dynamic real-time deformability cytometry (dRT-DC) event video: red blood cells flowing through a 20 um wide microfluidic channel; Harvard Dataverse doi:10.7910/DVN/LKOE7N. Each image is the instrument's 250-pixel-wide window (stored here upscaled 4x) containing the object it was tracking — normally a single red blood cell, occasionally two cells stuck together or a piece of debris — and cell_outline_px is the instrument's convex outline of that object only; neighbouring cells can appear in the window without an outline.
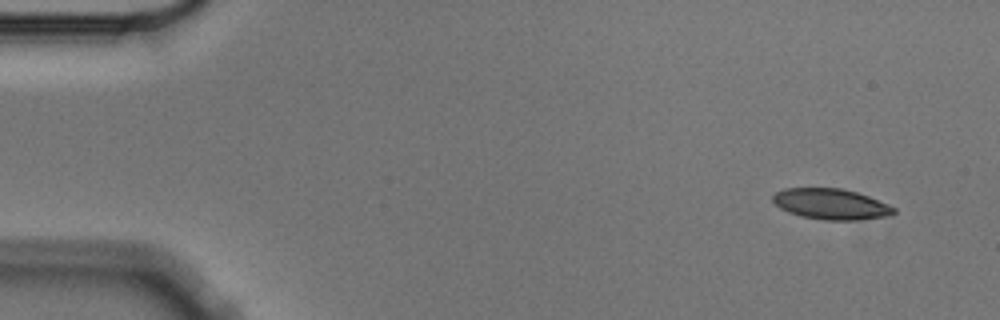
{"species": "Egyptian fruit bat (a non-hibernating species)", "species_latin": "Rousettus aegyptiacus", "temperature_condition": "cold", "stored_images_in_passage": 4, "camera_frame_rate_fps": 3000, "um_per_image_px": 0.085, "animal": {"sex": "male"}, "frame": {"image": 1, "passage_image": 1, "time_ms": 0.0, "image_size_px": [1000, 320], "cell_outline_px": [[896, 212], [892, 216], [856, 220], [824, 220], [800, 216], [788, 212], [780, 208], [772, 200], [772, 196], [776, 192], [784, 188], [840, 188], [856, 192], [868, 196], [888, 204], [896, 208]], "centroid_in_image_um": [70.65, 17.35], "position_along_channel_um": 14.4, "area_um2": 21.79}}
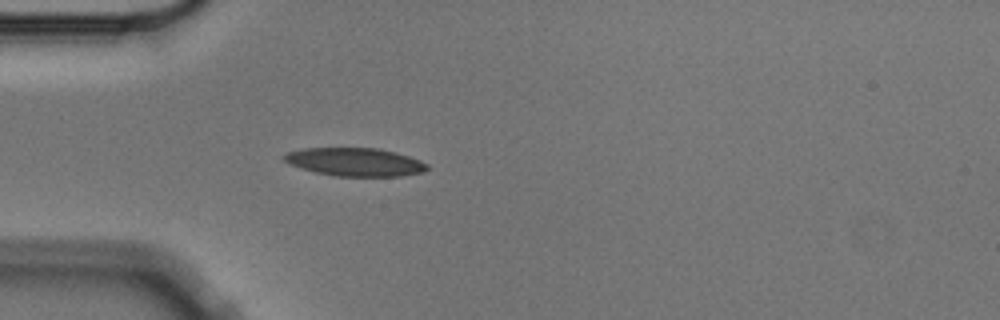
{"frame": {"image": 2, "passage_image": 4, "time_ms": 1.0, "image_size_px": [1000, 320], "cell_outline_px": [[428, 168], [424, 172], [400, 176], [336, 176], [316, 172], [300, 168], [288, 164], [280, 156], [288, 152], [304, 148], [376, 148], [396, 152], [420, 160], [428, 164]], "centroid_in_image_um": [30.16, 13.77], "position_along_channel_um": 54.8, "area_um2": 23.58}}